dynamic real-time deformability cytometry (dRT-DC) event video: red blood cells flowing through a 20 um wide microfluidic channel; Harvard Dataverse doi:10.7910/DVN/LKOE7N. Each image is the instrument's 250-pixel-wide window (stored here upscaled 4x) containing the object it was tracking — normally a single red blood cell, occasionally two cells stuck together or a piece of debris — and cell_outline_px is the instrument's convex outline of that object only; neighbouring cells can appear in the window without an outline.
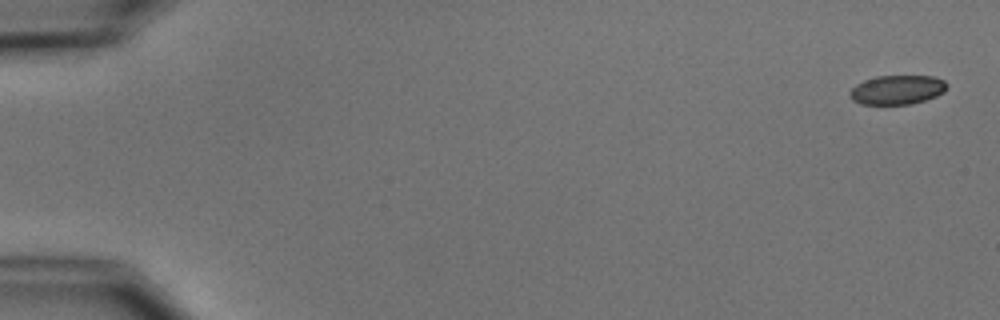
{"species": "common noctule bat (a hibernating species)", "species_latin": "Nyctalus noctula", "temperature_condition": "cold", "stored_images_in_passage": 2, "segment_of_instrument_passage": [2, 2], "camera_frame_rate_fps": 3000, "um_per_image_px": 0.085, "animal": {"sex": "male", "body_mass_g": 15.6}, "frame": {"image": 1, "passage_image": 2, "time_ms": 1.333, "image_size_px": [1000, 320], "cell_outline_px": [[948, 84], [944, 92], [936, 96], [912, 104], [860, 104], [852, 100], [848, 92], [856, 84], [864, 80], [876, 76], [932, 76], [944, 80]], "centroid_in_image_um": [76.25, 7.63], "position_along_channel_um": 8.8, "area_um2": 16.59}}